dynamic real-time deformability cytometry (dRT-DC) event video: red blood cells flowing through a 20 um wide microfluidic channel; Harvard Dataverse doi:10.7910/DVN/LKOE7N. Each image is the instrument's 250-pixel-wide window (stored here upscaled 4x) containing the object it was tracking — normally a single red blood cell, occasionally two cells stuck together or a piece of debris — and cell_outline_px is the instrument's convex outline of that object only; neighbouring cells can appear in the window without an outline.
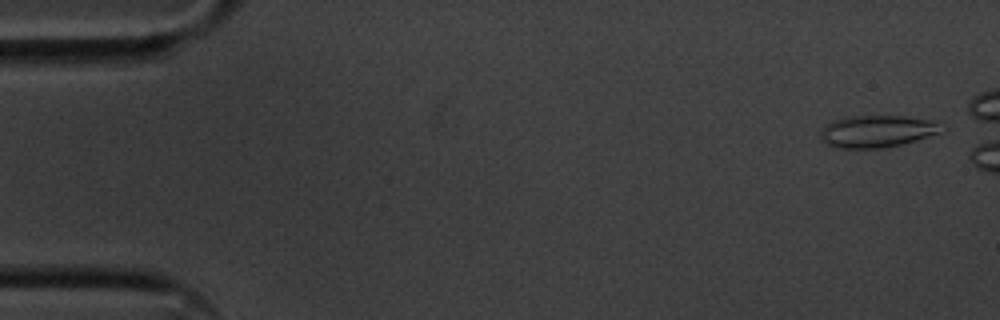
{"species": "common noctule bat (a hibernating species)", "species_latin": "Nyctalus noctula", "temperature_condition": "cold", "stored_images_in_passage": 48, "camera_frame_rate_fps": 3000, "um_per_image_px": 0.085, "animal": {"sex": "male", "body_mass_g": 20.1, "forearm_length_mm": 53.5}, "frame": {"image": 1, "passage_image": 2, "time_ms": 0.333, "image_size_px": [1000, 320], "cell_outline_px": [[940, 132], [916, 140], [884, 148], [832, 148], [820, 136], [820, 128], [824, 124], [836, 120], [852, 116], [900, 116], [936, 120]], "centroid_in_image_um": [74.48, 11.16], "position_along_channel_um": 10.5, "area_um2": 22.37}}
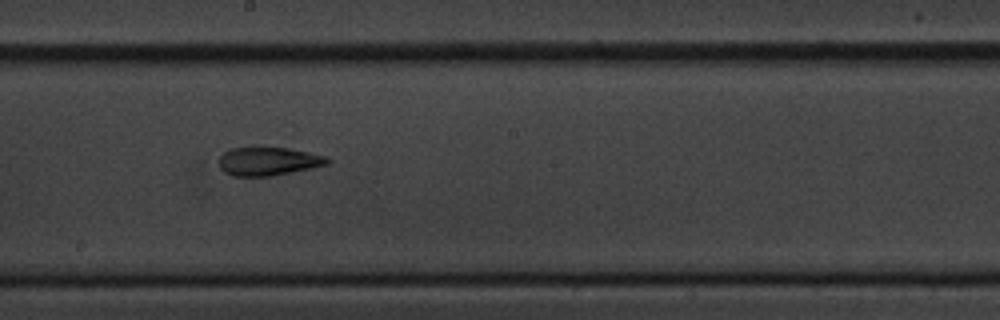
{"frame": {"image": 2, "passage_image": 30, "time_ms": 9.667, "image_size_px": [1000, 320], "cell_outline_px": [[332, 160], [328, 164], [312, 168], [272, 176], [232, 176], [224, 172], [220, 168], [220, 156], [224, 152], [232, 148], [252, 144], [264, 144], [288, 148], [308, 152], [324, 156]], "centroid_in_image_um": [22.77, 13.66], "position_along_channel_um": 225.4, "area_um2": 18.79}}
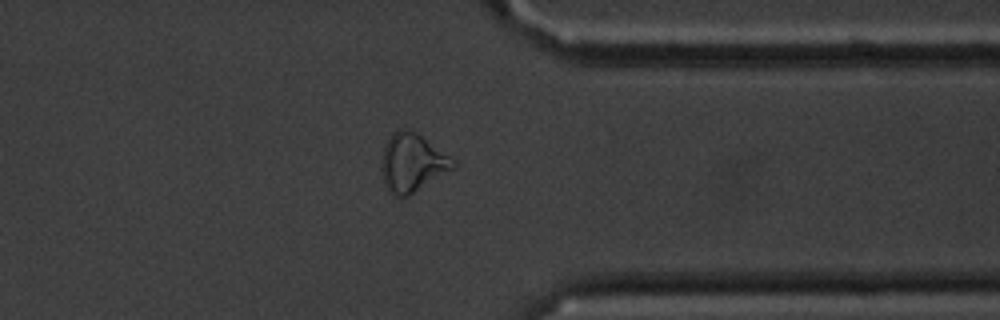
{"frame": {"image": 3, "passage_image": 43, "time_ms": 14.0, "image_size_px": [1000, 320], "cell_outline_px": [[456, 164], [452, 168], [408, 196], [392, 196], [388, 192], [384, 184], [380, 172], [380, 164], [384, 148], [392, 132], [400, 128], [408, 128], [416, 132], [456, 160]], "centroid_in_image_um": [34.98, 13.82], "position_along_channel_um": 376.4, "area_um2": 24.28}, "authors_computed_cell_mechanics": {"area_um2": 19.074, "velocity_mm_per_s": 3.606, "shape_relaxation_time_tau1_ms": 8.0837, "shape_relaxation_time_tau2_ms": 3.1462, "deformation_change_tau1": 0.1949, "deformation_change_tau2": 0.1092}}